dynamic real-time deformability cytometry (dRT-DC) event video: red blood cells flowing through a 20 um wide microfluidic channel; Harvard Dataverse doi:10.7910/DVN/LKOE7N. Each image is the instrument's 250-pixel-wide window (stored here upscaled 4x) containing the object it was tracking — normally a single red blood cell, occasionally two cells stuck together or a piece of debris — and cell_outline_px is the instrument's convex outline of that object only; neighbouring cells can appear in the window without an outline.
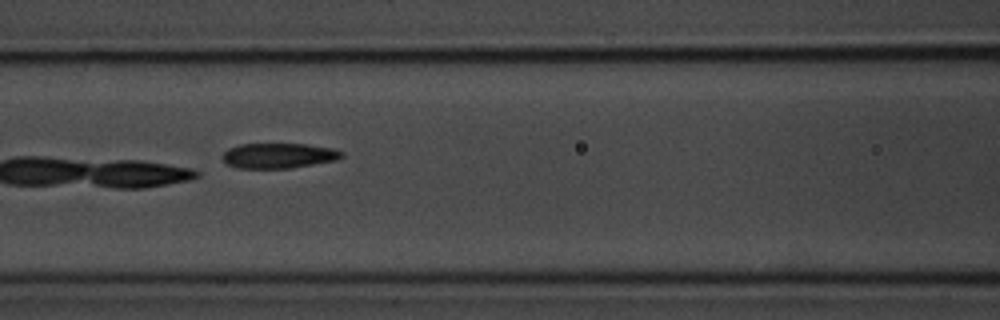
{"species": "common noctule bat (a hibernating species)", "species_latin": "Nyctalus noctula", "temperature_condition": "room temperature", "stored_images_in_passage": 17, "camera_frame_rate_fps": 3000, "um_per_image_px": 0.085, "animal": {"sex": "male", "body_mass_g": 20.1, "forearm_length_mm": 53.5}, "frame": {"image": 1, "passage_image": 8, "time_ms": 11.0, "image_size_px": [1000, 320], "cell_outline_px": [[344, 156], [336, 160], [292, 168], [236, 168], [228, 164], [224, 160], [224, 152], [228, 148], [240, 144], [308, 144], [332, 148], [344, 152]], "centroid_in_image_um": [23.72, 13.23], "position_along_channel_um": 142.9, "area_um2": 17.46}}
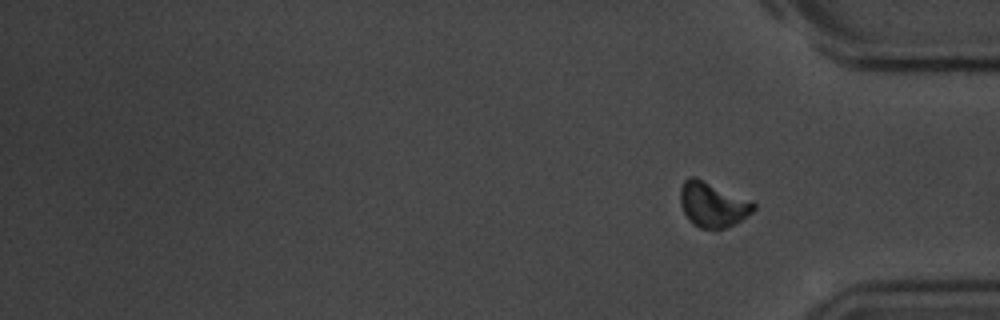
{"frame": {"image": 2, "passage_image": 17, "time_ms": 22.667, "image_size_px": [1000, 320], "cell_outline_px": [[756, 208], [752, 212], [736, 224], [724, 228], [700, 228], [692, 224], [688, 220], [680, 204], [680, 188], [684, 180], [688, 176], [696, 176], [752, 200], [756, 204]], "centroid_in_image_um": [60.58, 17.36], "position_along_channel_um": 374.6, "area_um2": 19.59}}